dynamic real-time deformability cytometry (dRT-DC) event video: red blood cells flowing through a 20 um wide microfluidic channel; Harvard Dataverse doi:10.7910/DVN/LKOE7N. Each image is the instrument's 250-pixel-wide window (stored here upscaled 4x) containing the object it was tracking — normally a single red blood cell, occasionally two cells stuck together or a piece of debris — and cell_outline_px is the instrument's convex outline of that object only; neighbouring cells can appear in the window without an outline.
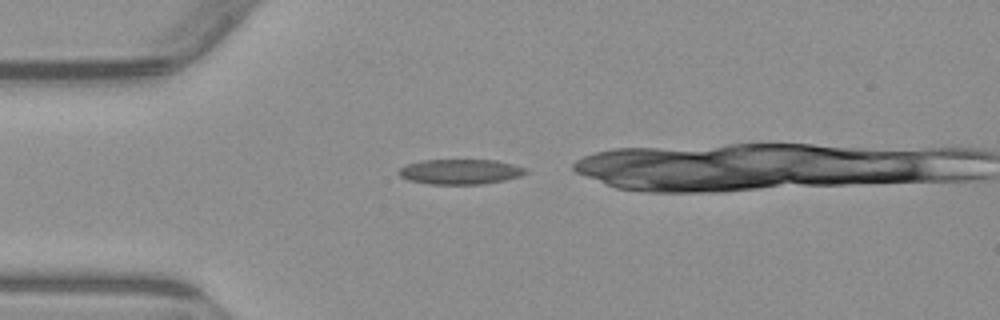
{"species": "common noctule bat (a hibernating species)", "species_latin": "Nyctalus noctula", "temperature_condition": "warm", "stored_images_in_passage": 1, "camera_frame_rate_fps": 3000, "um_per_image_px": 0.085, "animal": {"sex": "male", "body_mass_g": 23.1, "forearm_length_mm": 52.7}, "frame": {"image": 1, "passage_image": 1, "time_ms": 0.0, "image_size_px": [1000, 320], "cell_outline_px": [[528, 172], [520, 176], [504, 180], [480, 184], [428, 184], [408, 180], [400, 176], [396, 172], [400, 168], [408, 164], [420, 160], [496, 160], [512, 164], [524, 168]], "centroid_in_image_um": [39.08, 14.59], "position_along_channel_um": 45.9, "area_um2": 18.5}}